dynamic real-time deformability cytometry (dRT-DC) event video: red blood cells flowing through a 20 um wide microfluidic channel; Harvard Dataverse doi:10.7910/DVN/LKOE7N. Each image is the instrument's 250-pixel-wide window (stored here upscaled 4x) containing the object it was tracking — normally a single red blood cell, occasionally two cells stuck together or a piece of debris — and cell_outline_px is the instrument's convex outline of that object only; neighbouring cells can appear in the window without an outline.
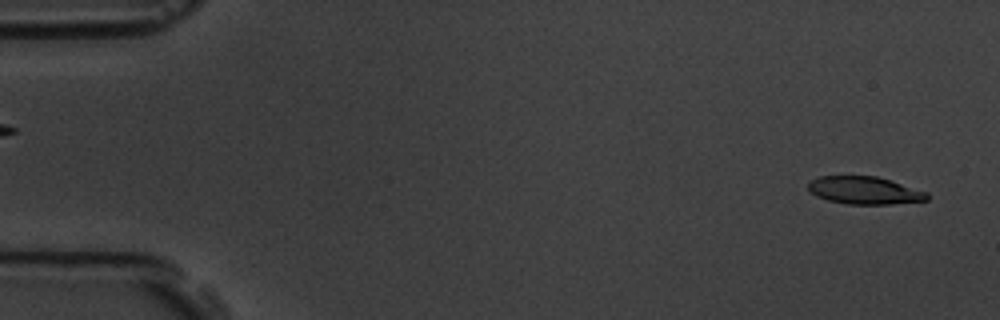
{"species": "common noctule bat (a hibernating species)", "species_latin": "Nyctalus noctula", "temperature_condition": "room temperature", "stored_images_in_passage": 55, "camera_frame_rate_fps": 3000, "um_per_image_px": 0.085, "animal": {"sex": "male", "body_mass_g": 19.5, "forearm_length_mm": 54.6}, "frame": {"image": 1, "passage_image": 2, "time_ms": 0.333, "image_size_px": [1000, 320], "cell_outline_px": [[928, 200], [892, 204], [848, 204], [828, 200], [816, 196], [808, 188], [808, 184], [812, 180], [820, 176], [876, 176], [928, 192]], "centroid_in_image_um": [73.49, 16.19], "position_along_channel_um": 11.5, "area_um2": 18.96}}
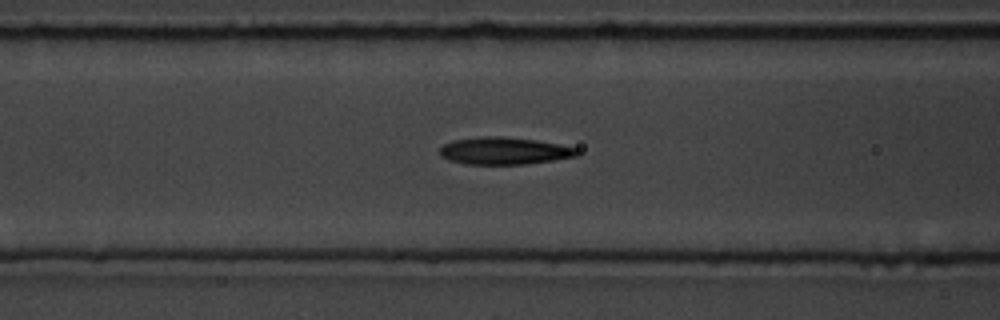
{"frame": {"image": 2, "passage_image": 22, "time_ms": 7.0, "image_size_px": [1000, 320], "cell_outline_px": [[580, 156], [524, 164], [464, 164], [448, 160], [440, 156], [440, 148], [444, 144], [452, 140], [480, 136], [500, 136], [536, 140], [560, 144], [580, 148]], "centroid_in_image_um": [42.88, 12.82], "position_along_channel_um": 123.7, "area_um2": 22.08}}
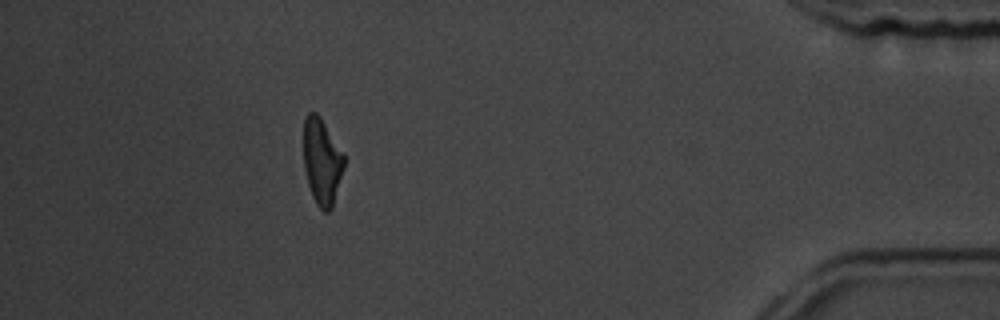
{"frame": {"image": 3, "passage_image": 50, "time_ms": 16.333, "image_size_px": [1000, 320], "cell_outline_px": [[344, 168], [332, 208], [328, 212], [324, 212], [316, 204], [312, 196], [308, 184], [304, 168], [304, 116], [308, 112], [316, 112], [320, 116], [344, 152]], "centroid_in_image_um": [27.37, 13.71], "position_along_channel_um": 407.8, "area_um2": 20.58}, "authors_computed_cell_mechanics": {"area_um2": 21.2126, "velocity_mm_per_s": 3.6137, "shape_relaxation_time_tau1_ms": 4.2231, "shape_relaxation_time_tau2_ms": 3.6629, "deformation_change_tau1": 0.1699, "deformation_change_tau2": 0.1444}}